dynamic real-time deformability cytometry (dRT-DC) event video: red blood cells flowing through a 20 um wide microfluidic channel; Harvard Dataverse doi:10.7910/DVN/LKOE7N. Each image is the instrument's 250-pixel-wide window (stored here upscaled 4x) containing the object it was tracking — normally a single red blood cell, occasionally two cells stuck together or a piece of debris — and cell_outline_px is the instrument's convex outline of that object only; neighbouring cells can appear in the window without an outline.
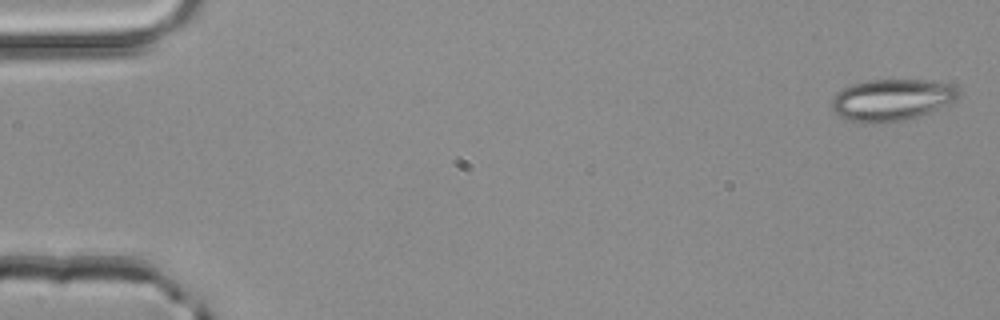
{"species": "common noctule bat (a hibernating species)", "species_latin": "Nyctalus noctula", "temperature_condition": "room temperature", "stored_images_in_passage": 3, "camera_frame_rate_fps": 3000, "um_per_image_px": 0.085, "animal": {"sex": "male", "body_mass_g": 20.4}, "frame": {"image": 1, "passage_image": 1, "time_ms": 0.0, "image_size_px": [1000, 320], "cell_outline_px": [[960, 92], [956, 100], [928, 112], [904, 120], [868, 124], [864, 124], [840, 116], [832, 108], [832, 96], [836, 92], [852, 84], [868, 80], [924, 80], [952, 84]], "centroid_in_image_um": [75.77, 8.48], "position_along_channel_um": 9.2, "area_um2": 30.52}}